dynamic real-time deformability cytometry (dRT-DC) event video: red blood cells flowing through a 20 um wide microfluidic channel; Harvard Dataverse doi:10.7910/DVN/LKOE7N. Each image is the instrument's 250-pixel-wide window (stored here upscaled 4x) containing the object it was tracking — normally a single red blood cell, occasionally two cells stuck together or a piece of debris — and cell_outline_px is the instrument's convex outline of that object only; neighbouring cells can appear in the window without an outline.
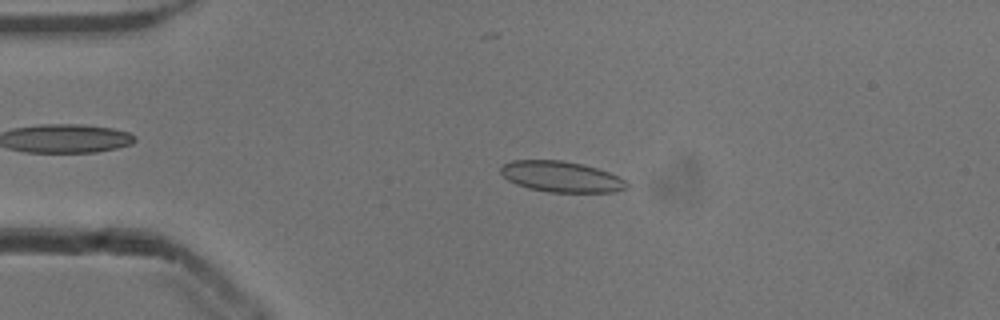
{"species": "common noctule bat (a hibernating species)", "species_latin": "Nyctalus noctula", "temperature_condition": "cold", "stored_images_in_passage": 52, "camera_frame_rate_fps": 3000, "um_per_image_px": 0.085, "animal": {"sex": "male", "body_mass_g": 13.3}, "frame": {"image": 1, "passage_image": 11, "time_ms": 3.333, "image_size_px": [1000, 320], "cell_outline_px": [[628, 188], [616, 192], [548, 192], [528, 188], [516, 184], [508, 180], [500, 172], [500, 168], [504, 164], [512, 160], [560, 160], [584, 164], [620, 176], [628, 184]], "centroid_in_image_um": [47.72, 15.02], "position_along_channel_um": 37.3, "area_um2": 22.72}}
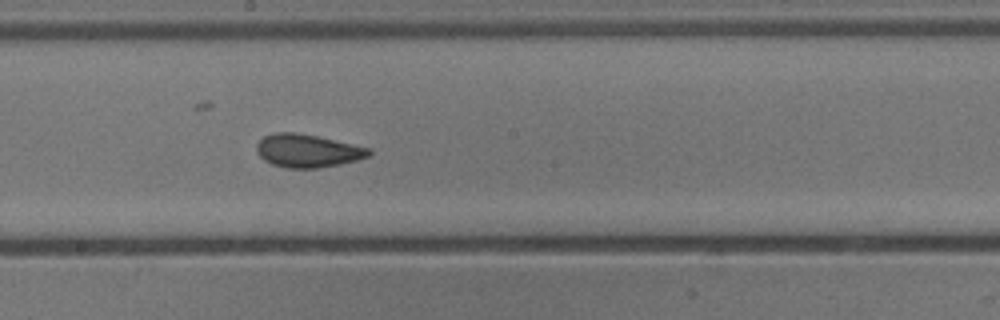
{"frame": {"image": 2, "passage_image": 28, "time_ms": 9.0, "image_size_px": [1000, 320], "cell_outline_px": [[372, 152], [368, 156], [356, 160], [340, 164], [316, 168], [288, 168], [272, 164], [264, 160], [256, 152], [256, 144], [264, 136], [276, 132], [296, 132], [316, 136], [372, 148]], "centroid_in_image_um": [26.13, 12.81], "position_along_channel_um": 222.1, "area_um2": 21.62}}
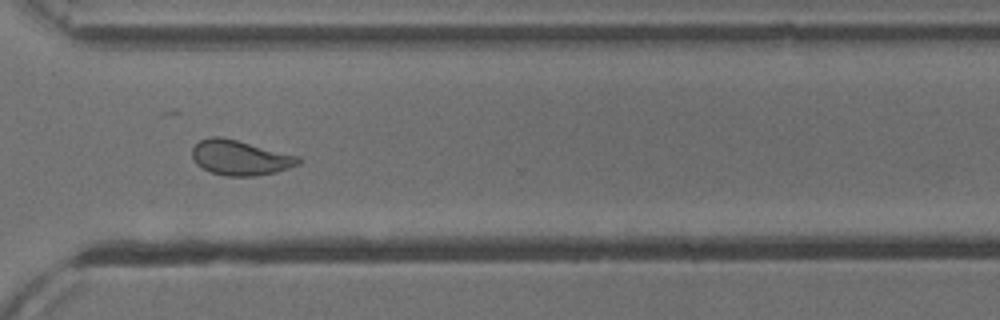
{"frame": {"image": 3, "passage_image": 38, "time_ms": 12.333, "image_size_px": [1000, 320], "cell_outline_px": [[300, 164], [276, 172], [252, 176], [224, 176], [212, 172], [196, 164], [192, 156], [192, 148], [200, 140], [208, 136], [220, 136], [300, 156]], "centroid_in_image_um": [20.4, 13.4], "position_along_channel_um": 350.2, "area_um2": 21.56}, "authors_computed_cell_mechanics": {"area_um2": 22.0218, "velocity_mm_per_s": 3.8562, "shape_relaxation_time_tau1_ms": 3.8056, "shape_relaxation_time_tau2_ms": 1.2697, "deformation_change_tau1": 0.1082, "deformation_change_tau2": 0.0601}}